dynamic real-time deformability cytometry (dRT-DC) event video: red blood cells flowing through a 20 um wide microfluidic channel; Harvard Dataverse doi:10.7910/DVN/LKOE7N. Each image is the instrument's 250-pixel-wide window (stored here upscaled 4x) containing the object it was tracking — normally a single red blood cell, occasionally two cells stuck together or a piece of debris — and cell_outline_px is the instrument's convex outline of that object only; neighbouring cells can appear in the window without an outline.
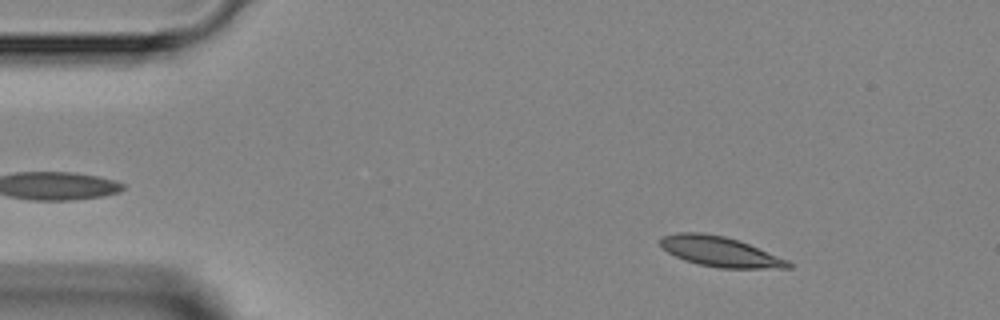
{"species": "Egyptian fruit bat (a non-hibernating species)", "species_latin": "Rousettus aegyptiacus", "temperature_condition": "room temperature", "stored_images_in_passage": 3, "camera_frame_rate_fps": 3000, "um_per_image_px": 0.085, "animal": {"sex": "female"}, "frame": {"image": 1, "passage_image": 1, "time_ms": 0.0, "image_size_px": [1000, 320], "cell_outline_px": [[792, 268], [720, 268], [700, 264], [684, 260], [668, 252], [660, 244], [660, 240], [664, 236], [676, 232], [704, 232], [724, 236], [740, 240], [788, 260], [792, 264]], "centroid_in_image_um": [61.22, 21.38], "position_along_channel_um": 23.8, "area_um2": 22.37}}
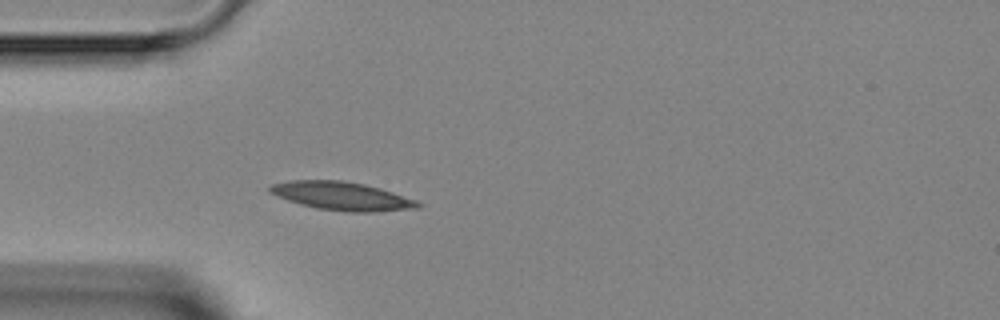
{"frame": {"image": 2, "passage_image": 3, "time_ms": 2.333, "image_size_px": [1000, 320], "cell_outline_px": [[424, 204], [420, 208], [372, 212], [344, 212], [316, 208], [300, 204], [288, 200], [268, 192], [268, 188], [272, 184], [292, 180], [340, 180], [364, 184], [380, 188], [416, 200]], "centroid_in_image_um": [29.08, 16.67], "position_along_channel_um": 55.9, "area_um2": 24.51}}